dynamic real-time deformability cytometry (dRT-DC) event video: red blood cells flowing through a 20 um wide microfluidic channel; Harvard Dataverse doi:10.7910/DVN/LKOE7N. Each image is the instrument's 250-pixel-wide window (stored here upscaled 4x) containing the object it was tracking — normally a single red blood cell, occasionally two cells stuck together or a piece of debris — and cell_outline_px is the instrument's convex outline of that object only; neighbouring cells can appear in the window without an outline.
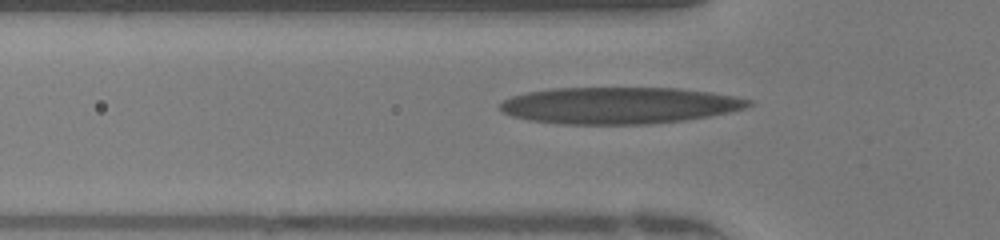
{"species": "human", "species_latin": "Homo sapiens", "temperature_condition": "warm", "stored_images_in_passage": 29, "camera_frame_rate_fps": 3000, "um_per_image_px": 0.085, "donor": {"sex": "female"}, "frame": {"image": 1, "passage_image": 5, "time_ms": 1.333, "image_size_px": [1000, 240], "cell_outline_px": [[752, 104], [744, 108], [728, 112], [708, 116], [684, 120], [648, 124], [560, 124], [528, 120], [512, 116], [504, 112], [500, 108], [500, 104], [504, 100], [512, 96], [528, 92], [552, 88], [676, 88], [712, 92], [736, 96], [752, 100]], "centroid_in_image_um": [52.63, 8.96], "position_along_channel_um": 73.2, "area_um2": 53.0}}
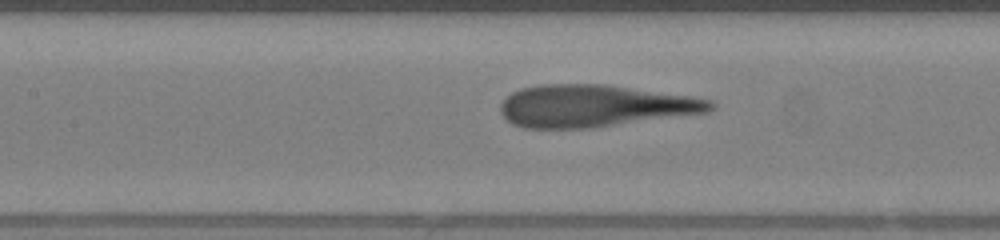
{"frame": {"image": 2, "passage_image": 11, "time_ms": 3.333, "image_size_px": [1000, 240], "cell_outline_px": [[716, 108], [708, 112], [596, 128], [524, 128], [512, 124], [500, 112], [500, 104], [512, 92], [520, 88], [540, 84], [604, 84], [692, 96], [712, 100], [716, 104]], "centroid_in_image_um": [50.56, 9.0], "position_along_channel_um": 156.8, "area_um2": 51.9}}
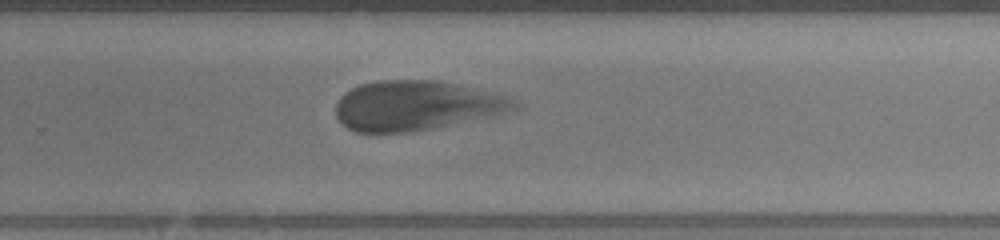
{"frame": {"image": 3, "passage_image": 21, "time_ms": 6.667, "image_size_px": [1000, 240], "cell_outline_px": [[520, 108], [512, 112], [496, 116], [412, 132], [356, 132], [348, 128], [336, 116], [336, 104], [340, 96], [344, 92], [360, 84], [376, 80], [440, 80], [500, 92], [520, 100]], "centroid_in_image_um": [35.52, 8.96], "position_along_channel_um": 294.3, "area_um2": 52.89}}